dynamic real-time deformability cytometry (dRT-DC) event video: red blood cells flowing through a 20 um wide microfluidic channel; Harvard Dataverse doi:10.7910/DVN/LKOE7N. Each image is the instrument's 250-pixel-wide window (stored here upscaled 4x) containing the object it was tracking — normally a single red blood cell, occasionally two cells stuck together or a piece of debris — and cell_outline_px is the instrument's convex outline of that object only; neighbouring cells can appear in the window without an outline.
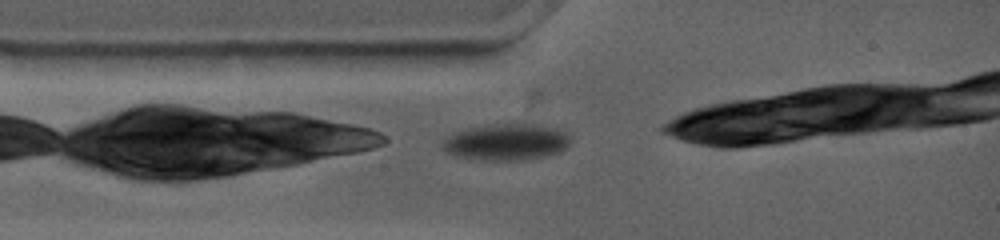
{"species": "common noctule bat (a hibernating species)", "species_latin": "Nyctalus noctula", "temperature_condition": "warm", "stored_images_in_passage": 30, "camera_frame_rate_fps": 4500, "um_per_image_px": 0.085, "animal": {"sex": "female", "body_mass_g": 19.0, "forearm_length_mm": 53.3}, "frame": {"image": 1, "passage_image": 1, "time_ms": 0.0, "image_size_px": [1000, 240], "cell_outline_px": [[572, 140], [560, 152], [528, 160], [488, 160], [456, 156], [448, 152], [440, 144], [448, 136], [456, 132], [468, 128], [516, 120], [520, 120], [564, 128]], "centroid_in_image_um": [43.15, 12.01], "position_along_channel_um": 41.9, "area_um2": 28.21}}
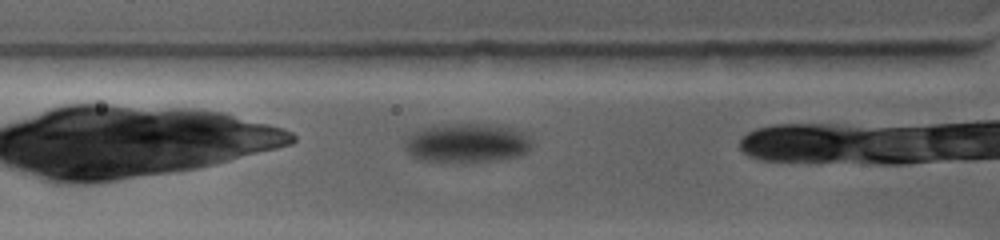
{"frame": {"image": 2, "passage_image": 6, "time_ms": 1.333, "image_size_px": [1000, 240], "cell_outline_px": [[532, 140], [528, 152], [516, 156], [496, 160], [464, 164], [424, 160], [412, 156], [404, 148], [404, 140], [408, 136], [420, 128], [444, 124], [488, 124], [512, 128], [528, 136]], "centroid_in_image_um": [39.65, 12.18], "position_along_channel_um": 86.2, "area_um2": 29.36}}